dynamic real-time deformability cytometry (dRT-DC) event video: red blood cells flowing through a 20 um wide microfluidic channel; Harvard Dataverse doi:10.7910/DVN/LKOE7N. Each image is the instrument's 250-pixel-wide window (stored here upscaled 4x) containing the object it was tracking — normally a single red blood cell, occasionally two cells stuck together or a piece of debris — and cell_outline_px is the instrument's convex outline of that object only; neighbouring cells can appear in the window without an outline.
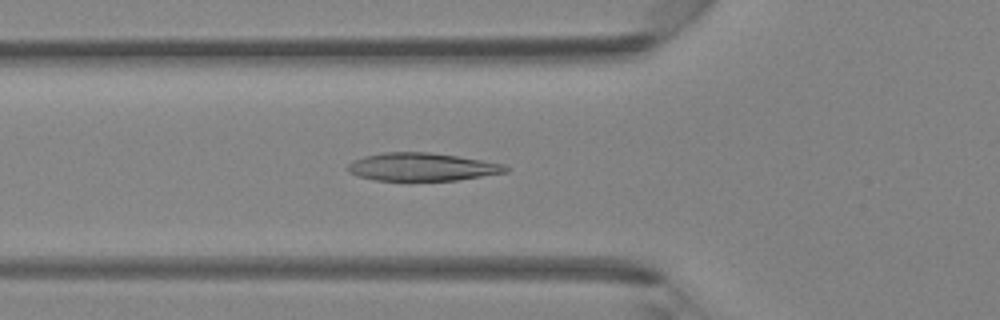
{"species": "Egyptian fruit bat (a non-hibernating species)", "species_latin": "Rousettus aegyptiacus", "temperature_condition": "room temperature", "stored_images_in_passage": 41, "camera_frame_rate_fps": 3000, "um_per_image_px": 0.085, "animal": {"sex": "female"}, "frame": {"image": 1, "passage_image": 14, "time_ms": 4.333, "image_size_px": [1000, 320], "cell_outline_px": [[508, 172], [456, 180], [376, 180], [356, 176], [348, 172], [348, 164], [352, 160], [364, 156], [384, 152], [428, 152], [456, 156], [504, 164], [508, 168]], "centroid_in_image_um": [35.82, 14.18], "position_along_channel_um": 90.0, "area_um2": 25.55}}
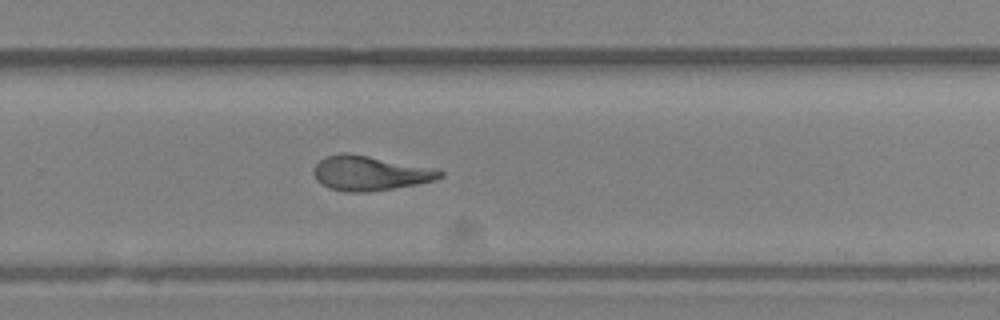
{"frame": {"image": 2, "passage_image": 27, "time_ms": 8.667, "image_size_px": [1000, 320], "cell_outline_px": [[444, 176], [436, 180], [416, 184], [368, 192], [344, 192], [328, 188], [316, 180], [312, 172], [312, 168], [324, 156], [344, 152], [348, 152], [368, 156], [444, 172]], "centroid_in_image_um": [31.32, 14.73], "position_along_channel_um": 298.5, "area_um2": 25.09}}
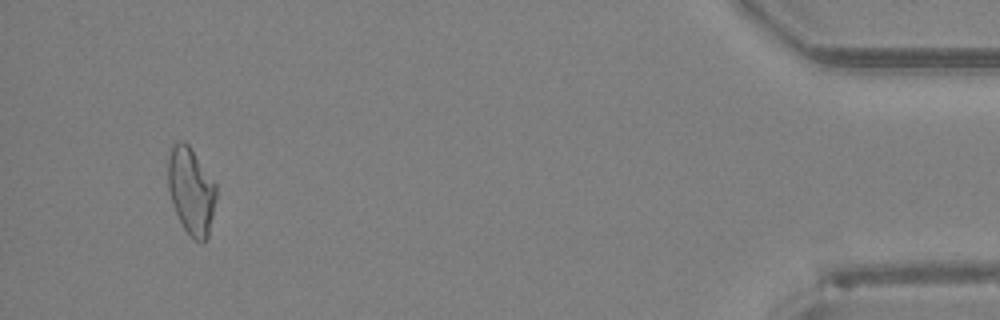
{"frame": {"image": 3, "passage_image": 39, "time_ms": 12.667, "image_size_px": [1000, 320], "cell_outline_px": [[216, 196], [208, 236], [200, 244], [192, 240], [184, 228], [172, 204], [168, 188], [168, 160], [172, 144], [180, 140], [184, 140], [188, 144], [216, 184]], "centroid_in_image_um": [16.23, 16.23], "position_along_channel_um": 419.0, "area_um2": 24.33}}